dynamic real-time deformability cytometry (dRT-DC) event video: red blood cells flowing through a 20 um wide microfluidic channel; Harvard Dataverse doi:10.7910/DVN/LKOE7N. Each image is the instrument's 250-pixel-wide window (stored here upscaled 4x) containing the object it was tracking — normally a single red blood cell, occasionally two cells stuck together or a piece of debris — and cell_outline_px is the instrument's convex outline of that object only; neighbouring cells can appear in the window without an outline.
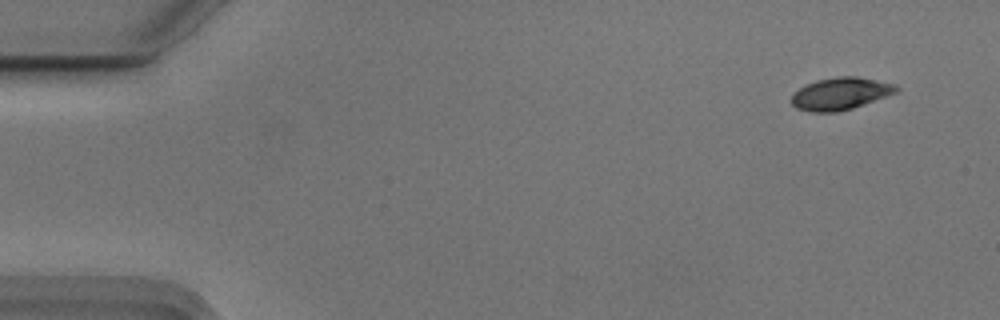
{"species": "Egyptian fruit bat (a non-hibernating species)", "species_latin": "Rousettus aegyptiacus", "temperature_condition": "cold", "stored_images_in_passage": 52, "camera_frame_rate_fps": 3000, "um_per_image_px": 0.085, "animal": {"sex": "male"}, "frame": {"image": 1, "passage_image": 1, "time_ms": 0.0, "image_size_px": [1000, 320], "cell_outline_px": [[900, 88], [896, 92], [852, 108], [836, 112], [812, 112], [796, 108], [792, 104], [792, 92], [804, 84], [816, 80], [836, 76], [856, 76], [896, 84]], "centroid_in_image_um": [71.39, 7.94], "position_along_channel_um": 13.6, "area_um2": 19.71}}
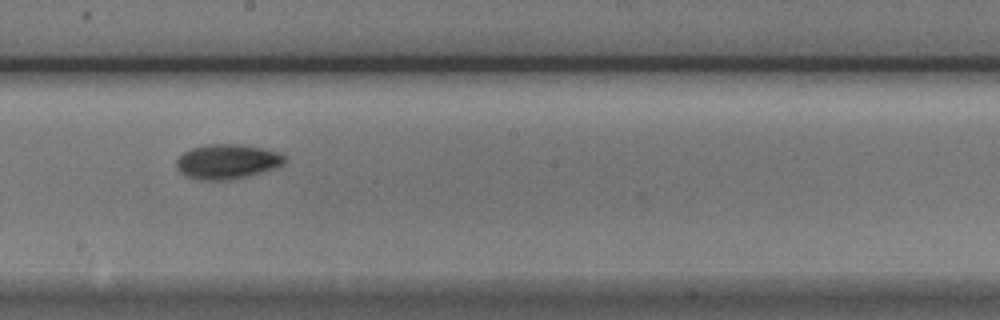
{"frame": {"image": 2, "passage_image": 28, "time_ms": 9.0, "image_size_px": [1000, 320], "cell_outline_px": [[288, 160], [284, 164], [260, 172], [232, 180], [196, 180], [184, 176], [176, 168], [176, 160], [184, 152], [192, 148], [208, 144], [240, 144], [264, 148], [280, 152], [288, 156]], "centroid_in_image_um": [19.32, 13.73], "position_along_channel_um": 228.9, "area_um2": 22.2}}
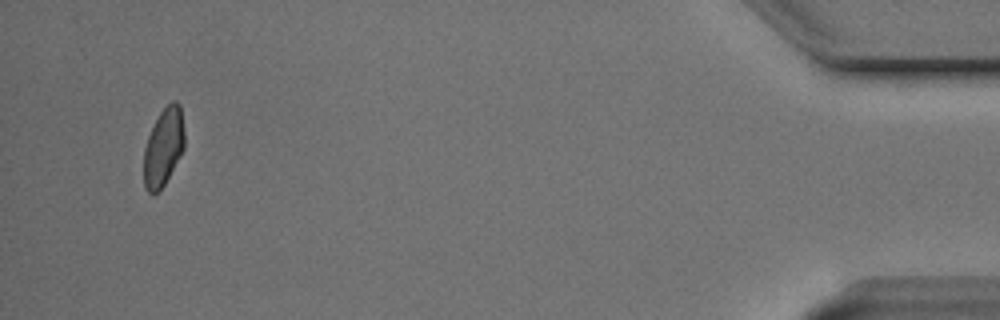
{"frame": {"image": 3, "passage_image": 50, "time_ms": 16.333, "image_size_px": [1000, 320], "cell_outline_px": [[184, 148], [180, 156], [164, 184], [152, 196], [144, 188], [144, 148], [148, 136], [160, 112], [172, 100], [176, 100], [180, 104], [184, 132]], "centroid_in_image_um": [13.89, 12.5], "position_along_channel_um": 421.3, "area_um2": 18.32}, "authors_computed_cell_mechanics": {"area_um2": 20.1144, "velocity_mm_per_s": 3.719, "shape_relaxation_time_tau1_ms": 3.027, "shape_relaxation_time_tau2_ms": 4.3881, "deformation_change_tau1": 0.1081, "deformation_change_tau2": 0.0596}}